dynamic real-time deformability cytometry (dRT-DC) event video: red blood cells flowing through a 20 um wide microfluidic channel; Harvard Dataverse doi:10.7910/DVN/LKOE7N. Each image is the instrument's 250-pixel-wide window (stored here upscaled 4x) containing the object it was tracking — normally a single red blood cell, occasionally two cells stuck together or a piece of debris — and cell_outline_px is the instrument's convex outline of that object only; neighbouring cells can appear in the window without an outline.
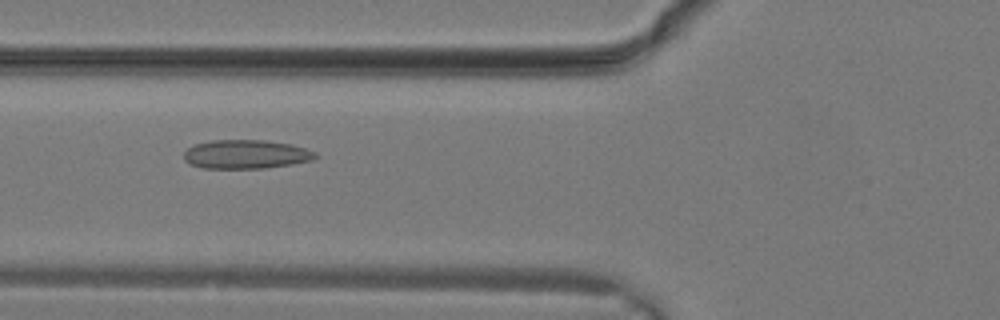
{"species": "common noctule bat (a hibernating species)", "species_latin": "Nyctalus noctula", "temperature_condition": "warm", "stored_images_in_passage": 13, "camera_frame_rate_fps": 3000, "um_per_image_px": 0.085, "animal": {"sex": "male", "body_mass_g": 19.2, "forearm_length_mm": 51.8}, "frame": {"image": 1, "passage_image": 8, "time_ms": 2.333, "image_size_px": [1000, 320], "cell_outline_px": [[320, 156], [312, 160], [292, 164], [264, 168], [204, 168], [192, 164], [184, 160], [184, 152], [188, 148], [196, 144], [212, 140], [264, 140], [292, 144], [316, 152]], "centroid_in_image_um": [20.94, 13.11], "position_along_channel_um": 104.9, "area_um2": 22.08}}
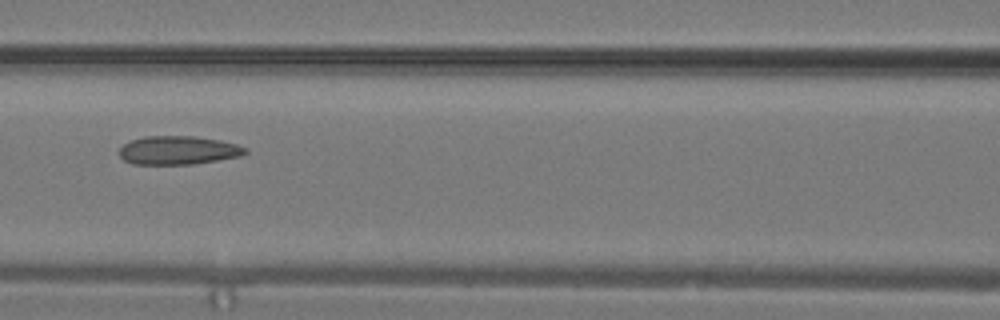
{"frame": {"image": 2, "passage_image": 10, "time_ms": 3.0, "image_size_px": [1000, 320], "cell_outline_px": [[248, 152], [244, 156], [192, 164], [132, 164], [124, 160], [120, 156], [120, 148], [124, 144], [132, 140], [144, 136], [196, 136], [220, 140], [236, 144], [248, 148]], "centroid_in_image_um": [15.2, 12.77], "position_along_channel_um": 151.4, "area_um2": 21.1}}
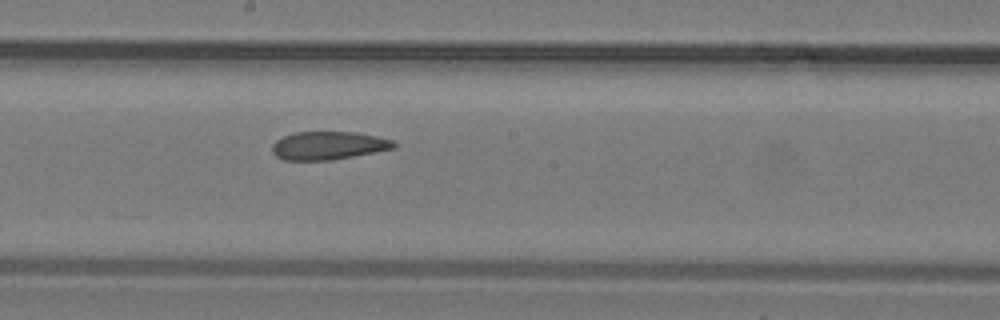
{"frame": {"image": 3, "passage_image": 13, "time_ms": 4.0, "image_size_px": [1000, 320], "cell_outline_px": [[396, 148], [332, 160], [284, 160], [276, 156], [272, 152], [272, 144], [276, 140], [284, 136], [296, 132], [356, 132], [376, 136], [392, 140], [396, 144]], "centroid_in_image_um": [27.9, 12.37], "position_along_channel_um": 220.3, "area_um2": 19.94}}